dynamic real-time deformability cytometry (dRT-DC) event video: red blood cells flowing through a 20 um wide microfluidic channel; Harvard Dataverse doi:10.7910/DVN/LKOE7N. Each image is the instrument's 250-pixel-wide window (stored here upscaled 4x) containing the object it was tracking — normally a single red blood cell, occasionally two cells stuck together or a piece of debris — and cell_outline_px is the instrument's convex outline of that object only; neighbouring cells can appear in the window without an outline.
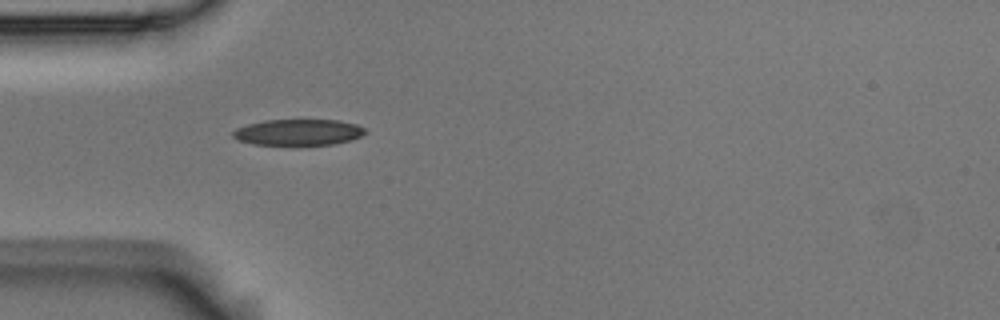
{"species": "Egyptian fruit bat (a non-hibernating species)", "species_latin": "Rousettus aegyptiacus", "temperature_condition": "room temperature", "stored_images_in_passage": 10, "camera_frame_rate_fps": 3000, "um_per_image_px": 0.085, "animal": {"sex": "male"}, "frame": {"image": 1, "passage_image": 1, "time_ms": 0.0, "image_size_px": [1000, 320], "cell_outline_px": [[368, 132], [352, 140], [332, 144], [252, 144], [236, 140], [232, 136], [232, 132], [236, 128], [248, 124], [264, 120], [336, 120], [356, 124], [364, 128]], "centroid_in_image_um": [25.34, 11.23], "position_along_channel_um": 59.7, "area_um2": 20.0}}
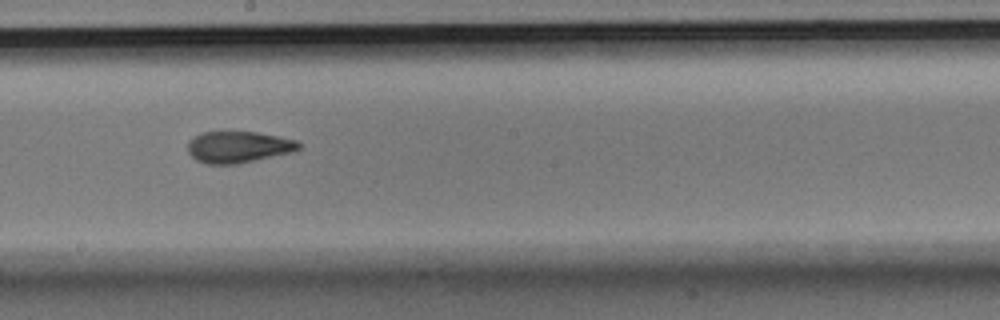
{"frame": {"image": 2, "passage_image": 5, "time_ms": 1.333, "image_size_px": [1000, 320], "cell_outline_px": [[300, 148], [292, 152], [236, 164], [208, 164], [196, 160], [188, 152], [188, 140], [200, 132], [256, 132], [296, 140], [300, 144]], "centroid_in_image_um": [20.22, 12.49], "position_along_channel_um": 228.0, "area_um2": 20.23}}
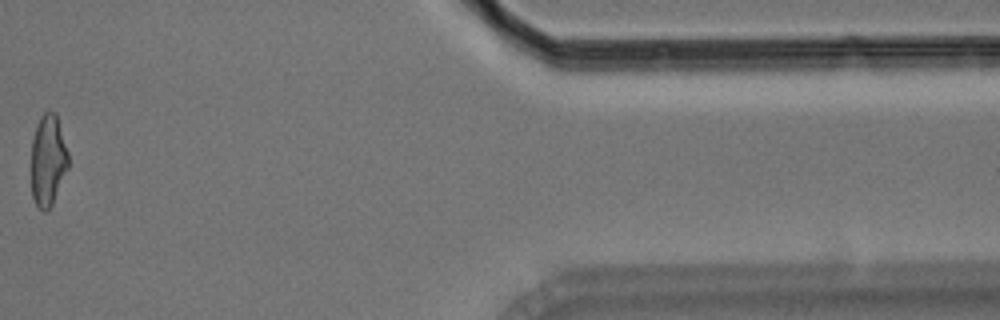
{"frame": {"image": 3, "passage_image": 10, "time_ms": 3.0, "image_size_px": [1000, 320], "cell_outline_px": [[68, 168], [52, 204], [44, 212], [36, 204], [32, 196], [32, 140], [36, 124], [40, 116], [44, 112], [56, 112], [68, 152]], "centroid_in_image_um": [4.08, 13.59], "position_along_channel_um": 407.3, "area_um2": 19.59}}